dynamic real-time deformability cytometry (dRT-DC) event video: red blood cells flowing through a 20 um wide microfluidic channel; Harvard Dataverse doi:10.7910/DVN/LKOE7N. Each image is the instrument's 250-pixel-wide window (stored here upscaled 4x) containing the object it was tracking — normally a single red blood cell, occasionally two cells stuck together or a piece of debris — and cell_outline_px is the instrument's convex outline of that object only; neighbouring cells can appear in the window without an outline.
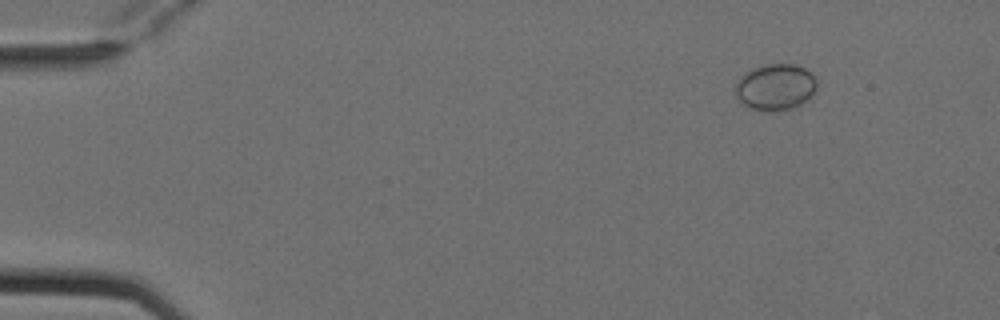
{"species": "Egyptian fruit bat (a non-hibernating species)", "species_latin": "Rousettus aegyptiacus", "temperature_condition": "cold", "stored_images_in_passage": 4, "camera_frame_rate_fps": 3000, "um_per_image_px": 0.085, "animal": {"sex": "female"}, "frame": {"image": 1, "passage_image": 2, "time_ms": 0.333, "image_size_px": [1000, 320], "cell_outline_px": [[816, 88], [812, 96], [800, 104], [792, 108], [764, 112], [748, 108], [736, 96], [736, 84], [740, 76], [744, 72], [764, 64], [792, 64], [804, 68], [812, 72], [816, 80]], "centroid_in_image_um": [65.9, 7.4], "position_along_channel_um": 19.1, "area_um2": 22.08}}